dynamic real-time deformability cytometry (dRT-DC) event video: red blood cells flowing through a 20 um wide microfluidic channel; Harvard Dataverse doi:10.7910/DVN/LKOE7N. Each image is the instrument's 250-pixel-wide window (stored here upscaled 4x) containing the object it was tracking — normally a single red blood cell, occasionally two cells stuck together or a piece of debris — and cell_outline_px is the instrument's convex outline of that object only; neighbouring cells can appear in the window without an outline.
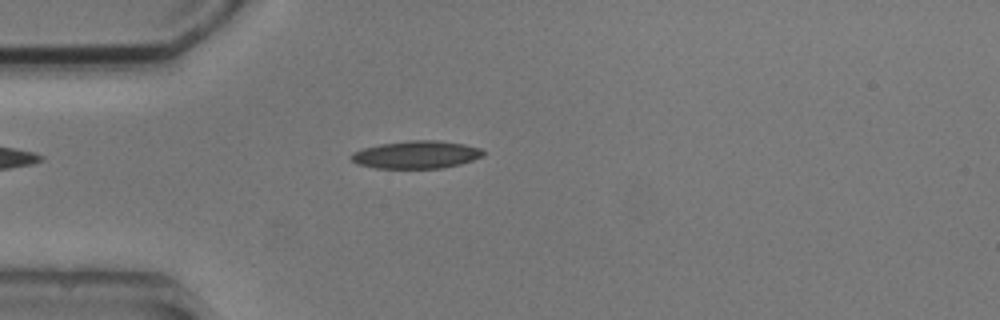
{"species": "common noctule bat (a hibernating species)", "species_latin": "Nyctalus noctula", "temperature_condition": "cold", "stored_images_in_passage": 4, "camera_frame_rate_fps": 3000, "um_per_image_px": 0.085, "animal": {"sex": "male", "body_mass_g": 20.5, "forearm_length_mm": 52.5}, "frame": {"image": 1, "passage_image": 4, "time_ms": 4.333, "image_size_px": [1000, 320], "cell_outline_px": [[484, 156], [460, 164], [440, 168], [376, 168], [356, 164], [348, 156], [352, 152], [364, 148], [380, 144], [408, 140], [440, 140], [464, 144], [480, 148], [484, 152]], "centroid_in_image_um": [35.36, 13.14], "position_along_channel_um": 49.6, "area_um2": 21.39}}